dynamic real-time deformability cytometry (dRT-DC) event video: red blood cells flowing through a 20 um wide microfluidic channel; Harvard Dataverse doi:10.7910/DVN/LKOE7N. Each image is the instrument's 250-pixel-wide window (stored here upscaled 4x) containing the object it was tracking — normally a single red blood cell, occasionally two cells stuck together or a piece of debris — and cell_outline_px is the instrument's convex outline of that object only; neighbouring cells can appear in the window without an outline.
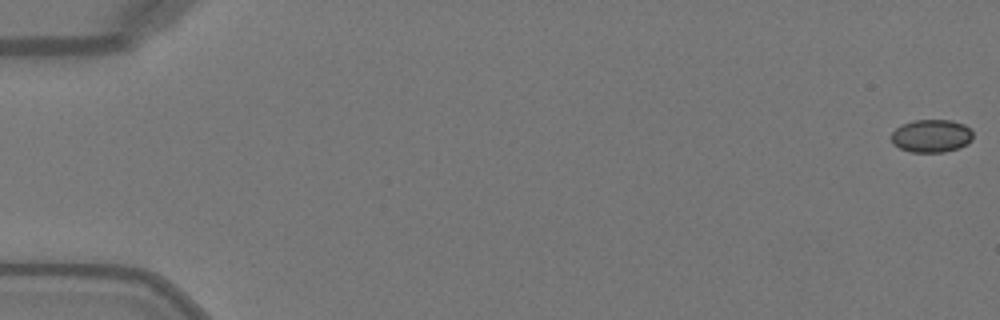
{"species": "Egyptian fruit bat (a non-hibernating species)", "species_latin": "Rousettus aegyptiacus", "temperature_condition": "warm", "stored_images_in_passage": 51, "camera_frame_rate_fps": 3000, "um_per_image_px": 0.085, "animal": {"sex": "female"}, "frame": {"image": 1, "passage_image": 1, "time_ms": 0.0, "image_size_px": [1000, 320], "cell_outline_px": [[972, 140], [968, 144], [960, 148], [944, 152], [912, 152], [900, 148], [892, 144], [892, 132], [896, 128], [912, 120], [952, 120], [964, 124], [972, 132]], "centroid_in_image_um": [79.18, 11.56], "position_along_channel_um": 5.8, "area_um2": 15.72}}
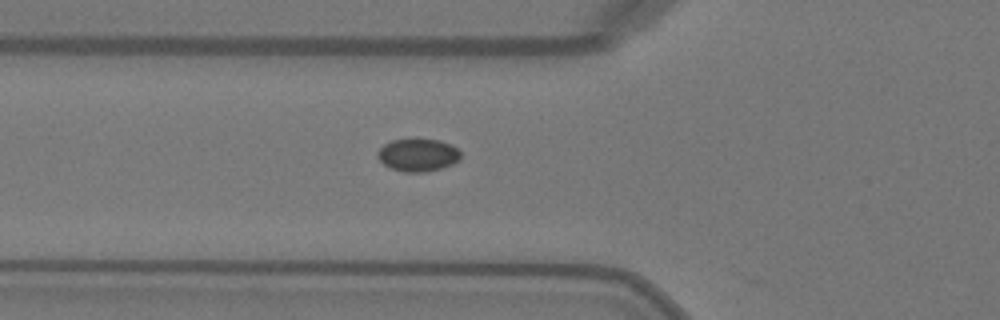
{"frame": {"image": 2, "passage_image": 19, "time_ms": 6.0, "image_size_px": [1000, 320], "cell_outline_px": [[460, 160], [452, 164], [440, 168], [424, 172], [404, 172], [392, 168], [384, 164], [376, 156], [376, 152], [384, 144], [392, 140], [440, 140], [452, 144], [460, 152]], "centroid_in_image_um": [35.52, 13.18], "position_along_channel_um": 90.3, "area_um2": 15.66}}
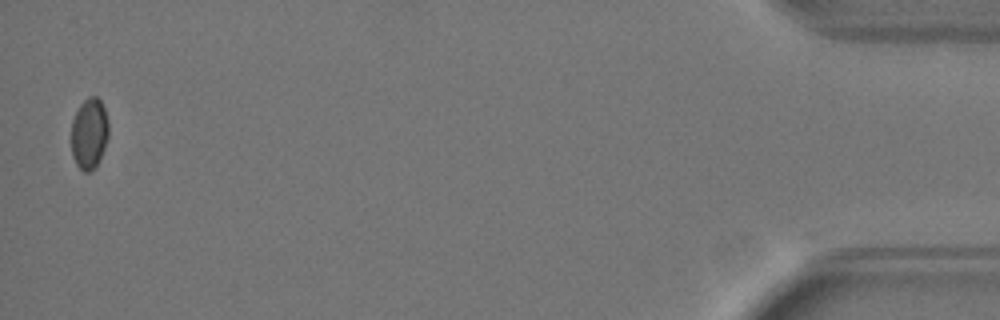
{"frame": {"image": 3, "passage_image": 50, "time_ms": 16.333, "image_size_px": [1000, 320], "cell_outline_px": [[108, 136], [104, 148], [96, 164], [88, 172], [84, 172], [76, 164], [72, 156], [72, 120], [80, 104], [88, 96], [96, 96], [100, 100], [104, 108], [108, 120]], "centroid_in_image_um": [7.58, 11.31], "position_along_channel_um": 427.6, "area_um2": 15.2}, "authors_computed_cell_mechanics": {"area_um2": 15.8372, "velocity_mm_per_s": 4.1209, "shape_relaxation_time_tau1_ms": 7.4229, "shape_relaxation_time_tau2_ms": 3.8098, "deformation_change_tau1": 0.0793, "deformation_change_tau2": 0.0191}}